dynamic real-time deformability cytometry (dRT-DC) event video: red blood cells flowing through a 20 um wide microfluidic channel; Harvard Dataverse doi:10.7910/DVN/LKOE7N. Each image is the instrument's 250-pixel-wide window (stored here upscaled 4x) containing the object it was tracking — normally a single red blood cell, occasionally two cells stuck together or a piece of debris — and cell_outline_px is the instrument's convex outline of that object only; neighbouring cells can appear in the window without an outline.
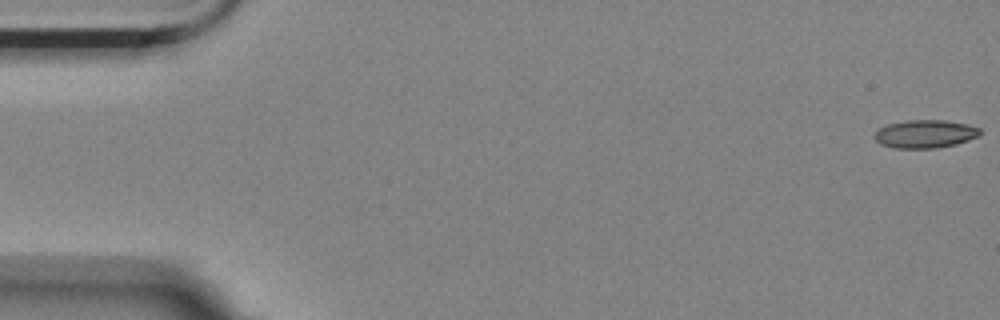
{"species": "Egyptian fruit bat (a non-hibernating species)", "species_latin": "Rousettus aegyptiacus", "temperature_condition": "room temperature", "stored_images_in_passage": 8, "camera_frame_rate_fps": 3000, "um_per_image_px": 0.085, "animal": {"sex": "female"}, "frame": {"image": 1, "passage_image": 1, "time_ms": 0.0, "image_size_px": [1000, 320], "cell_outline_px": [[980, 132], [976, 136], [968, 140], [956, 144], [936, 148], [892, 148], [880, 144], [872, 136], [880, 128], [888, 124], [908, 120], [944, 120], [964, 124], [980, 128]], "centroid_in_image_um": [78.58, 11.39], "position_along_channel_um": 6.4, "area_um2": 17.11}}
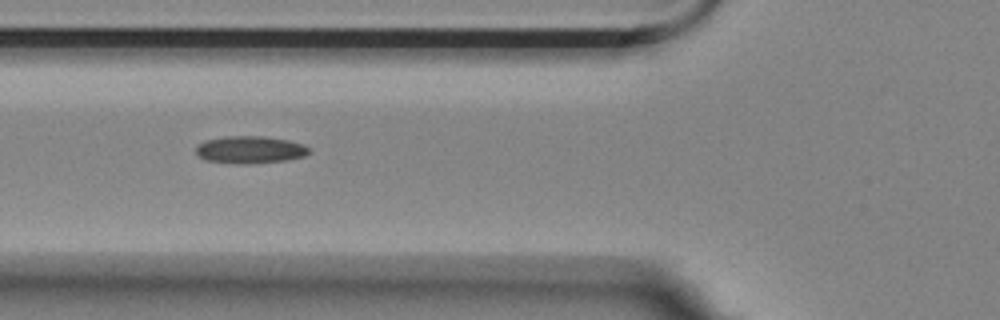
{"frame": {"image": 2, "passage_image": 7, "time_ms": 2.0, "image_size_px": [1000, 320], "cell_outline_px": [[308, 152], [304, 156], [284, 160], [248, 164], [236, 164], [204, 160], [196, 156], [196, 144], [204, 140], [224, 136], [264, 136], [288, 140], [304, 144], [308, 148]], "centroid_in_image_um": [21.17, 12.72], "position_along_channel_um": 104.6, "area_um2": 18.21}}
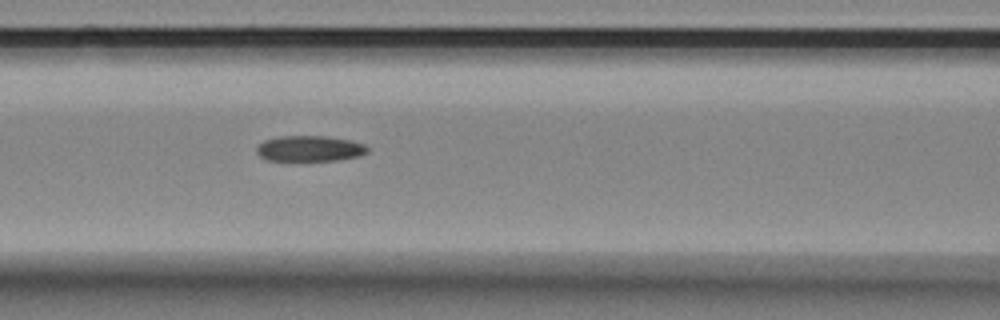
{"frame": {"image": 3, "passage_image": 8, "time_ms": 2.333, "image_size_px": [1000, 320], "cell_outline_px": [[368, 152], [360, 156], [336, 160], [268, 160], [260, 156], [256, 152], [256, 148], [264, 140], [280, 136], [328, 136], [348, 140], [364, 144], [368, 148]], "centroid_in_image_um": [26.32, 12.62], "position_along_channel_um": 140.3, "area_um2": 16.47}}